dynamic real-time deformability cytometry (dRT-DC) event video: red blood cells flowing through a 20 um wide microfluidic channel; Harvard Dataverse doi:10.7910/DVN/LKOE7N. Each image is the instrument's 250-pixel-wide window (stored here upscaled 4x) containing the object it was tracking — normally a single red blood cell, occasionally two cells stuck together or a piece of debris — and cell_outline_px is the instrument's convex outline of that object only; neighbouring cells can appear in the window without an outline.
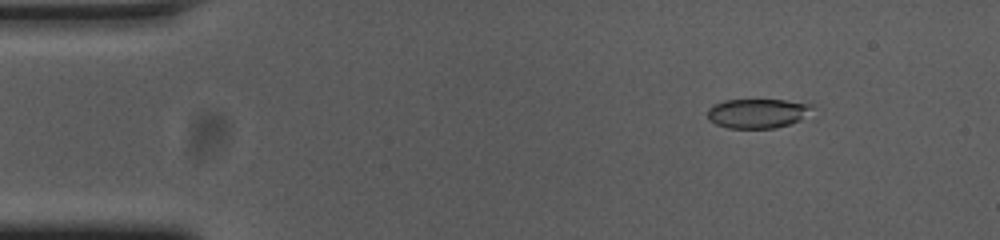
{"species": "common noctule bat (a hibernating species)", "species_latin": "Nyctalus noctula", "temperature_condition": "cold", "stored_images_in_passage": 55, "camera_frame_rate_fps": 3000, "um_per_image_px": 0.085, "animal": {"sex": "female", "body_mass_g": 23.0, "forearm_length_mm": 53.4}, "frame": {"image": 1, "passage_image": 7, "time_ms": 2.0, "image_size_px": [1000, 240], "cell_outline_px": [[816, 120], [776, 128], [728, 128], [716, 124], [708, 120], [708, 108], [712, 104], [724, 100], [784, 100], [812, 104]], "centroid_in_image_um": [64.59, 9.66], "position_along_channel_um": 20.4, "area_um2": 19.07}}
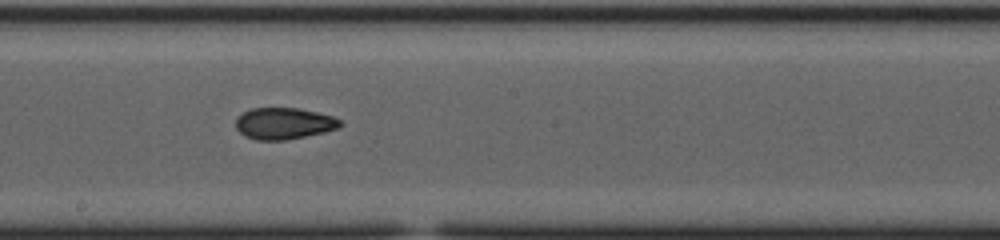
{"frame": {"image": 2, "passage_image": 30, "time_ms": 9.667, "image_size_px": [1000, 240], "cell_outline_px": [[344, 124], [336, 128], [324, 132], [284, 140], [256, 140], [244, 136], [236, 128], [236, 116], [252, 108], [300, 108], [332, 116], [344, 120]], "centroid_in_image_um": [24.13, 10.49], "position_along_channel_um": 224.1, "area_um2": 19.25}}
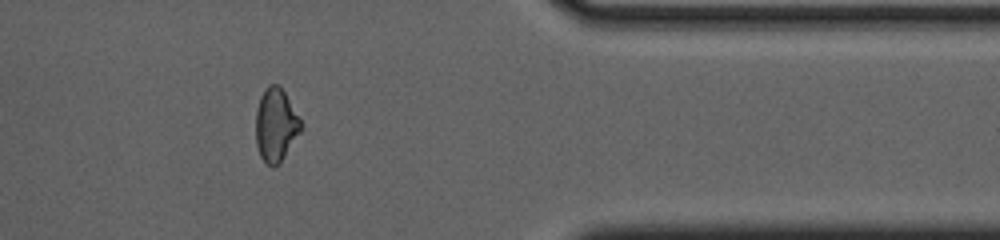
{"frame": {"image": 3, "passage_image": 45, "time_ms": 14.667, "image_size_px": [1000, 240], "cell_outline_px": [[304, 124], [300, 132], [284, 156], [272, 168], [260, 156], [256, 144], [256, 112], [260, 96], [264, 88], [268, 84], [276, 84], [284, 92]], "centroid_in_image_um": [23.44, 10.59], "position_along_channel_um": 388.0, "area_um2": 19.07}, "authors_computed_cell_mechanics": {"area_um2": 19.4208, "velocity_mm_per_s": 3.7062, "shape_relaxation_time_tau1_ms": 10.4884, "shape_relaxation_time_tau2_ms": 2.5758, "deformation_change_tau1": 0.203, "deformation_change_tau2": 0.0854}}